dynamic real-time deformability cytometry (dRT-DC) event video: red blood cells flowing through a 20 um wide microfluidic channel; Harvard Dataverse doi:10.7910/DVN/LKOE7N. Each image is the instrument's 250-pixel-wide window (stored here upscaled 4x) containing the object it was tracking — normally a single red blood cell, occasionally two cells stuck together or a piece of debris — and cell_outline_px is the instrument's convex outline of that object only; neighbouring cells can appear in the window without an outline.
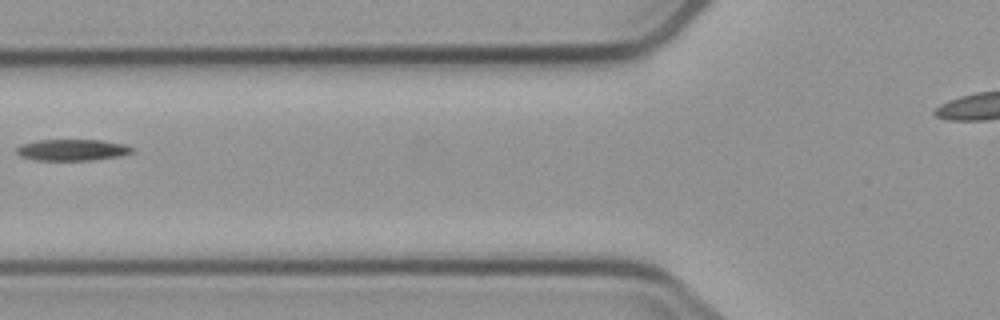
{"species": "common noctule bat (a hibernating species)", "species_latin": "Nyctalus noctula", "temperature_condition": "cold", "stored_images_in_passage": 3, "camera_frame_rate_fps": 3000, "um_per_image_px": 0.085, "animal": {"sex": "male", "body_mass_g": 23.1, "forearm_length_mm": 52.7}, "frame": {"image": 1, "passage_image": 3, "time_ms": 2.333, "image_size_px": [1000, 320], "cell_outline_px": [[132, 152], [120, 156], [92, 160], [36, 160], [20, 156], [16, 152], [16, 148], [20, 144], [36, 140], [100, 140], [124, 144], [132, 148]], "centroid_in_image_um": [6.09, 12.74], "position_along_channel_um": 119.7, "area_um2": 14.33}}